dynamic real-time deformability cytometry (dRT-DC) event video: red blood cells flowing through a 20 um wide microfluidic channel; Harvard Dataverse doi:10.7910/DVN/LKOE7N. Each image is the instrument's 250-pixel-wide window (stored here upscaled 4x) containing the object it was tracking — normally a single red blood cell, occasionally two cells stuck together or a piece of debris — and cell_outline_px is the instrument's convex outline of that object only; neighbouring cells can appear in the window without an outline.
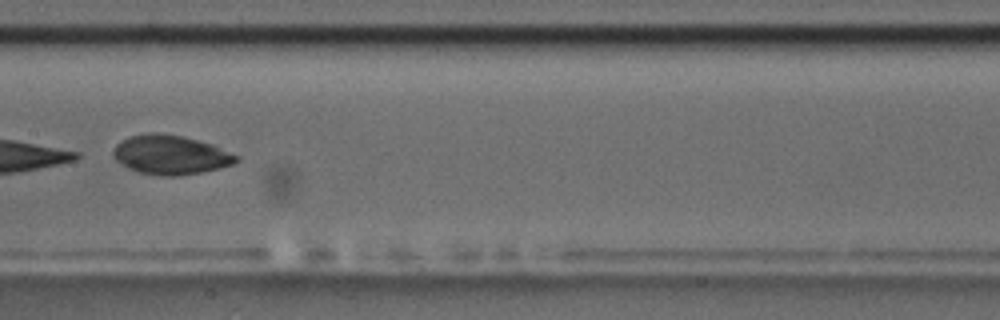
{"species": "common noctule bat (a hibernating species)", "species_latin": "Nyctalus noctula", "temperature_condition": "room temperature", "stored_images_in_passage": 15, "camera_frame_rate_fps": 3000, "um_per_image_px": 0.085, "animal": {"sex": "male", "body_mass_g": 17.5, "forearm_length_mm": 52.3}, "frame": {"image": 1, "passage_image": 7, "time_ms": 7.0, "image_size_px": [1000, 320], "cell_outline_px": [[240, 160], [232, 164], [200, 172], [176, 176], [160, 176], [140, 172], [128, 168], [116, 160], [112, 156], [112, 152], [116, 144], [120, 140], [132, 136], [148, 132], [152, 132], [184, 136], [212, 144], [240, 156]], "centroid_in_image_um": [14.48, 13.15], "position_along_channel_um": 192.9, "area_um2": 28.09}}